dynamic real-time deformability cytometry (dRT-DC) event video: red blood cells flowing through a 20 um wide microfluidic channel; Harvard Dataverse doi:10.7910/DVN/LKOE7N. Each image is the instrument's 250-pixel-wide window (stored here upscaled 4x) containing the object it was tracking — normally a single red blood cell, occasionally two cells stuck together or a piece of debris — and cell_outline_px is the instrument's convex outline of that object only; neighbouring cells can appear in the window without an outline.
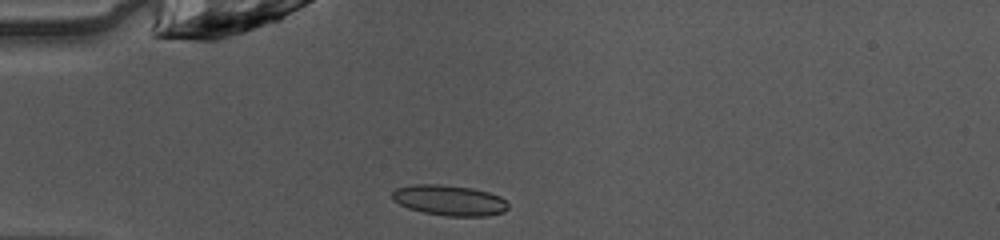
{"species": "common noctule bat (a hibernating species)", "species_latin": "Nyctalus noctula", "temperature_condition": "warm", "stored_images_in_passage": 36, "camera_frame_rate_fps": 3000, "um_per_image_px": 0.085, "animal": {"sex": "female", "body_mass_g": 10.0, "forearm_length_mm": 53.1}, "frame": {"image": 1, "passage_image": 1, "time_ms": 0.0, "image_size_px": [1000, 240], "cell_outline_px": [[508, 208], [504, 212], [488, 216], [444, 216], [424, 212], [408, 208], [392, 200], [392, 192], [396, 188], [412, 184], [440, 184], [472, 188], [488, 192], [500, 196], [508, 204]], "centroid_in_image_um": [38.19, 17.02], "position_along_channel_um": 46.8, "area_um2": 20.69}}
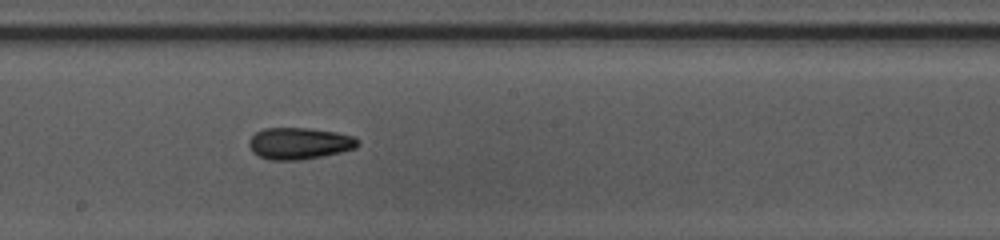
{"frame": {"image": 2, "passage_image": 15, "time_ms": 4.667, "image_size_px": [1000, 240], "cell_outline_px": [[360, 144], [356, 148], [340, 152], [300, 160], [268, 160], [252, 152], [248, 144], [248, 140], [256, 132], [264, 128], [308, 128], [336, 132], [352, 136], [360, 140]], "centroid_in_image_um": [25.43, 12.19], "position_along_channel_um": 222.8, "area_um2": 20.11}}
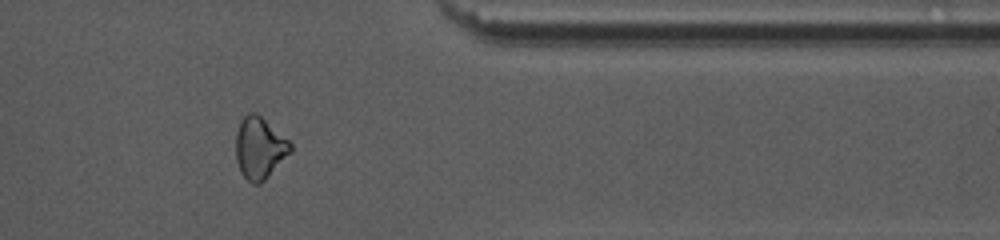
{"frame": {"image": 3, "passage_image": 28, "time_ms": 9.0, "image_size_px": [1000, 240], "cell_outline_px": [[292, 152], [260, 184], [252, 184], [240, 172], [236, 160], [236, 132], [240, 120], [248, 112], [256, 112], [288, 140], [292, 144]], "centroid_in_image_um": [22.05, 12.58], "position_along_channel_um": 389.4, "area_um2": 19.65}, "authors_computed_cell_mechanics": {"area_um2": 19.7676, "velocity_mm_per_s": 4.1135, "shape_relaxation_time_tau1_ms": null, "shape_relaxation_time_tau2_ms": 5.0549, "deformation_change_tau1": null, "deformation_change_tau2": 0.1315}}